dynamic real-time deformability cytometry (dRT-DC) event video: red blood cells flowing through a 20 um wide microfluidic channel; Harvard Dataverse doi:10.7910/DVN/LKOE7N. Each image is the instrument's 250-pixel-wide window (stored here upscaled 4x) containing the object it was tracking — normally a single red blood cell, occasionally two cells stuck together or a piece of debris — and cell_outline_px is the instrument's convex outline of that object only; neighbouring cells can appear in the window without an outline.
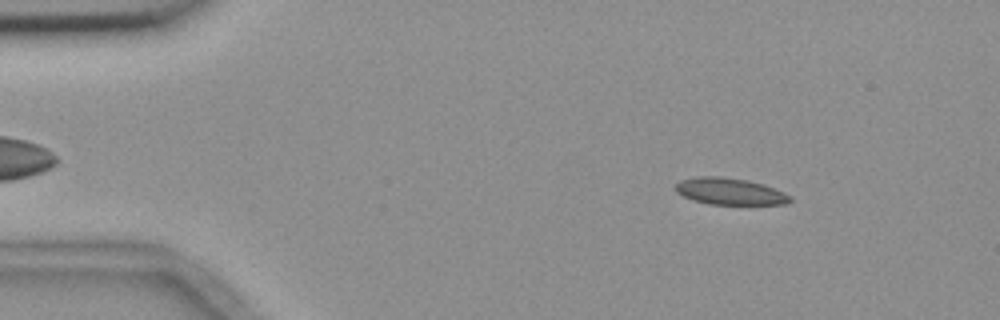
{"species": "common noctule bat (a hibernating species)", "species_latin": "Nyctalus noctula", "temperature_condition": "room temperature", "stored_images_in_passage": 55, "camera_frame_rate_fps": 3000, "um_per_image_px": 0.085, "animal": {"sex": "female", "body_mass_g": 18.4}, "frame": {"image": 1, "passage_image": 7, "time_ms": 2.0, "image_size_px": [1000, 320], "cell_outline_px": [[792, 200], [788, 204], [708, 204], [692, 200], [676, 192], [672, 188], [680, 180], [696, 176], [720, 176], [748, 180], [764, 184], [784, 192], [792, 196]], "centroid_in_image_um": [62.02, 16.26], "position_along_channel_um": 23.0, "area_um2": 18.09}}
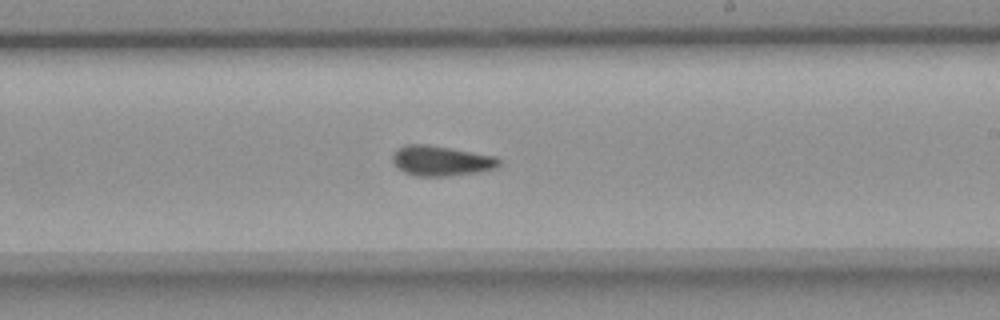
{"frame": {"image": 2, "passage_image": 32, "time_ms": 10.333, "image_size_px": [1000, 320], "cell_outline_px": [[500, 164], [496, 168], [480, 172], [444, 176], [416, 176], [404, 172], [392, 160], [392, 156], [400, 148], [408, 144], [428, 144], [496, 156], [500, 160]], "centroid_in_image_um": [37.54, 13.67], "position_along_channel_um": 251.5, "area_um2": 18.5}}
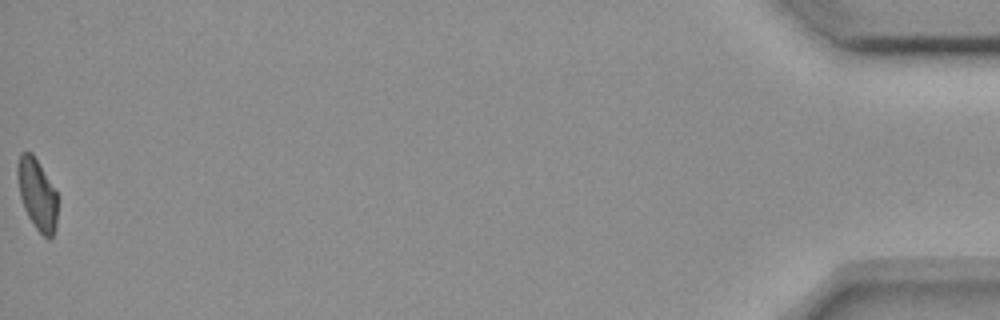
{"frame": {"image": 3, "passage_image": 55, "time_ms": 18.0, "image_size_px": [1000, 320], "cell_outline_px": [[56, 224], [52, 236], [48, 240], [36, 228], [28, 216], [24, 208], [20, 196], [16, 176], [16, 164], [20, 152], [32, 152], [56, 192]], "centroid_in_image_um": [3.11, 16.48], "position_along_channel_um": 432.1, "area_um2": 16.42}, "authors_computed_cell_mechanics": {"area_um2": 18.1492, "velocity_mm_per_s": 3.6569, "shape_relaxation_time_tau1_ms": null, "shape_relaxation_time_tau2_ms": 6.6222, "deformation_change_tau1": null, "deformation_change_tau2": 0.1235}}